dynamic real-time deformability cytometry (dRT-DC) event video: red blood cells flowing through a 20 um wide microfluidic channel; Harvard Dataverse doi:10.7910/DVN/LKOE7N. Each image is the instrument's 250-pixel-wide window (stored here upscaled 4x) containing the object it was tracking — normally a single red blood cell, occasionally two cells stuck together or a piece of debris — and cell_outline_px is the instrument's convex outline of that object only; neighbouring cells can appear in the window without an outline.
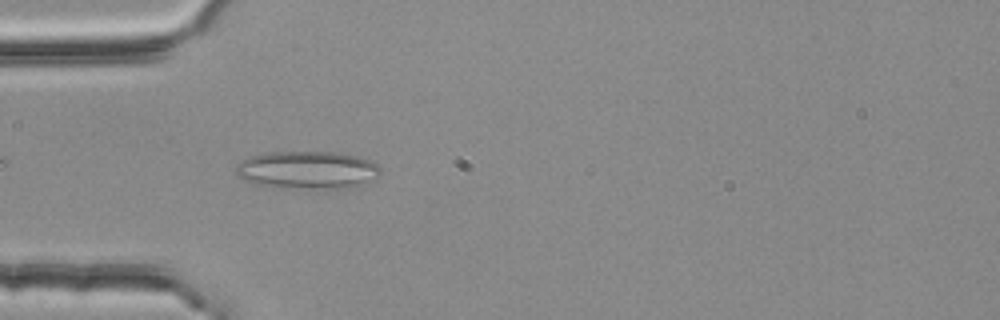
{"species": "common noctule bat (a hibernating species)", "species_latin": "Nyctalus noctula", "temperature_condition": "room temperature", "stored_images_in_passage": 7, "camera_frame_rate_fps": 3000, "um_per_image_px": 0.085, "animal": {"sex": "female", "body_mass_g": 25.1}, "frame": {"image": 1, "passage_image": 3, "time_ms": 0.667, "image_size_px": [1000, 320], "cell_outline_px": [[380, 172], [364, 184], [356, 188], [280, 188], [256, 184], [240, 176], [236, 172], [236, 164], [248, 156], [264, 152], [336, 152], [360, 156], [376, 164], [380, 168]], "centroid_in_image_um": [26.12, 14.44], "position_along_channel_um": 58.9, "area_um2": 31.91}}